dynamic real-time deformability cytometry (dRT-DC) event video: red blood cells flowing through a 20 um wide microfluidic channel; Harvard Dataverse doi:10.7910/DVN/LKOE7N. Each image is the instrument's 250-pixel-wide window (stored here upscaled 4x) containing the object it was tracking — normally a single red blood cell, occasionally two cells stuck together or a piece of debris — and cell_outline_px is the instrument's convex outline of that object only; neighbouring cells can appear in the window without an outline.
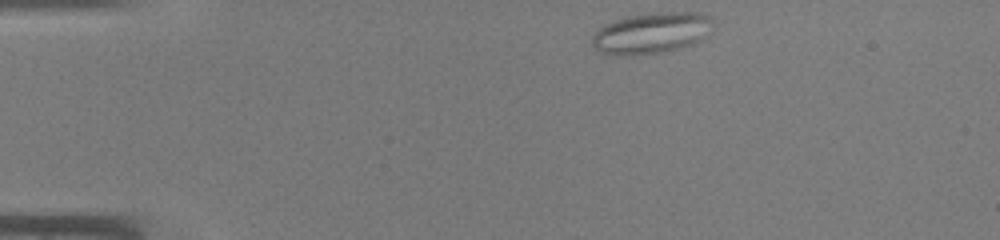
{"species": "common noctule bat (a hibernating species)", "species_latin": "Nyctalus noctula", "temperature_condition": "warm", "stored_images_in_passage": 38, "camera_frame_rate_fps": 3000, "um_per_image_px": 0.085, "animal": {"sex": "male", "body_mass_g": 19.0, "forearm_length_mm": 50.8}, "frame": {"image": 1, "passage_image": 1, "time_ms": 0.0, "image_size_px": [1000, 240], "cell_outline_px": [[716, 24], [708, 36], [692, 44], [660, 52], [628, 56], [608, 56], [600, 52], [592, 44], [592, 36], [604, 24], [624, 16], [668, 12], [704, 12], [712, 16]], "centroid_in_image_um": [55.42, 2.8], "position_along_channel_um": 29.6, "area_um2": 29.48}}
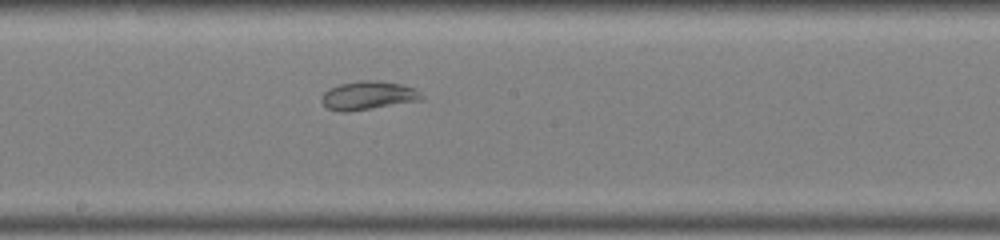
{"frame": {"image": 2, "passage_image": 18, "time_ms": 5.667, "image_size_px": [1000, 240], "cell_outline_px": [[424, 100], [348, 112], [340, 112], [328, 108], [320, 100], [320, 96], [328, 88], [340, 84], [360, 80], [380, 80], [400, 84], [416, 88], [424, 96]], "centroid_in_image_um": [31.31, 8.11], "position_along_channel_um": 216.9, "area_um2": 16.94}}
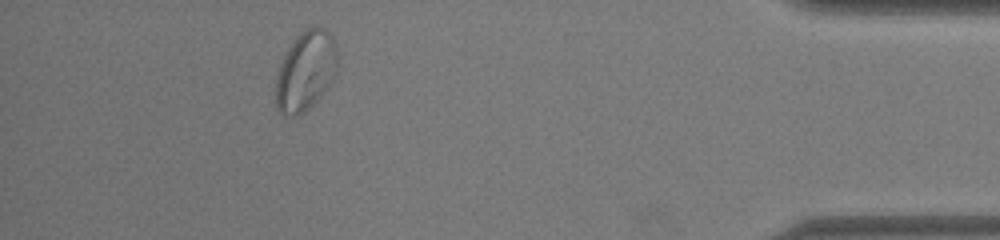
{"frame": {"image": 3, "passage_image": 34, "time_ms": 11.0, "image_size_px": [1000, 240], "cell_outline_px": [[336, 72], [328, 88], [312, 104], [296, 116], [284, 116], [276, 108], [276, 76], [280, 64], [284, 56], [296, 36], [300, 32], [308, 28], [324, 28], [332, 36], [336, 44]], "centroid_in_image_um": [25.97, 6.04], "position_along_channel_um": 409.2, "area_um2": 28.26}}